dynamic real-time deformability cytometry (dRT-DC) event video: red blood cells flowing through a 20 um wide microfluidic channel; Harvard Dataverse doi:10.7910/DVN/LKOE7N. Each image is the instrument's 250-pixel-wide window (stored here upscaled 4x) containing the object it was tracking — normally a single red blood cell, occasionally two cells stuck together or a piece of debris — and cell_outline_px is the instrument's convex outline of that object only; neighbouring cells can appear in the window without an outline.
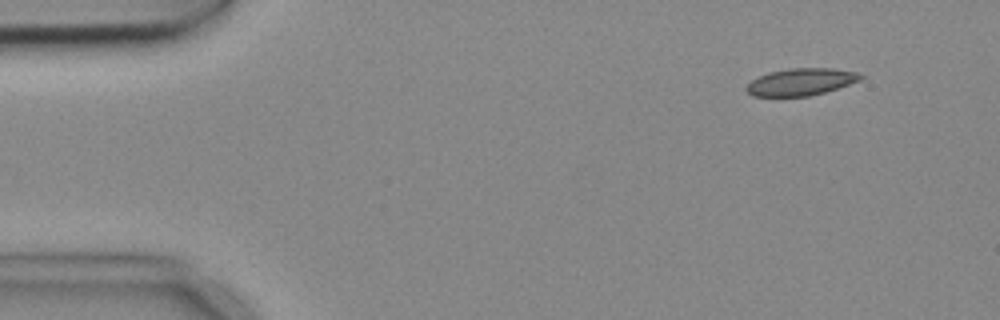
{"species": "common noctule bat (a hibernating species)", "species_latin": "Nyctalus noctula", "temperature_condition": "cold", "stored_images_in_passage": 4, "camera_frame_rate_fps": 3000, "um_per_image_px": 0.085, "animal": {"sex": "female", "body_mass_g": 18.4}, "frame": {"image": 1, "passage_image": 2, "time_ms": 0.333, "image_size_px": [1000, 320], "cell_outline_px": [[864, 76], [860, 80], [824, 92], [808, 96], [752, 96], [744, 88], [752, 80], [768, 72], [788, 68], [832, 68], [856, 72]], "centroid_in_image_um": [68.05, 6.95], "position_along_channel_um": 16.9, "area_um2": 17.86}}